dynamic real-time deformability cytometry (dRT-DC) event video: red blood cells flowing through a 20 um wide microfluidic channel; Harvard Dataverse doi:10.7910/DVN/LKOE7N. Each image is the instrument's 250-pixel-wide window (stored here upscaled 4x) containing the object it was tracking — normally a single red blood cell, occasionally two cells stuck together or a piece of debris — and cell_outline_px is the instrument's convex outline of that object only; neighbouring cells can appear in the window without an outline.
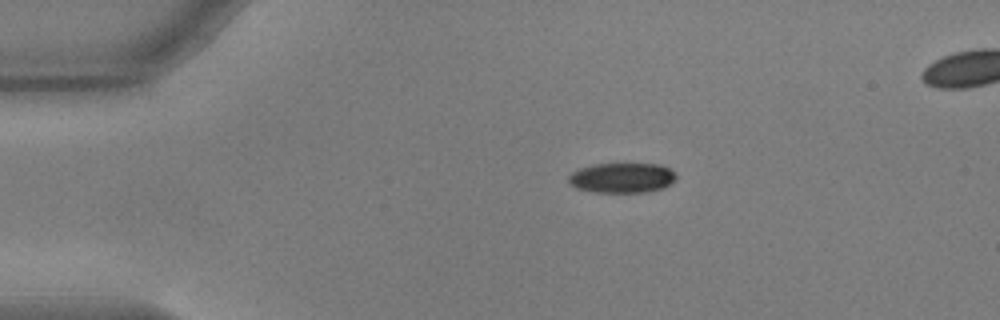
{"species": "common noctule bat (a hibernating species)", "species_latin": "Nyctalus noctula", "temperature_condition": "warm", "stored_images_in_passage": 40, "camera_frame_rate_fps": 3000, "um_per_image_px": 0.085, "animal": {"sex": "male", "body_mass_g": 17.9, "forearm_length_mm": 54.2}, "frame": {"image": 1, "passage_image": 1, "time_ms": 0.0, "image_size_px": [1000, 320], "cell_outline_px": [[676, 176], [664, 188], [648, 192], [592, 192], [576, 188], [568, 184], [568, 176], [572, 172], [580, 168], [592, 164], [660, 164], [676, 172]], "centroid_in_image_um": [52.83, 15.12], "position_along_channel_um": 32.2, "area_um2": 18.9}}
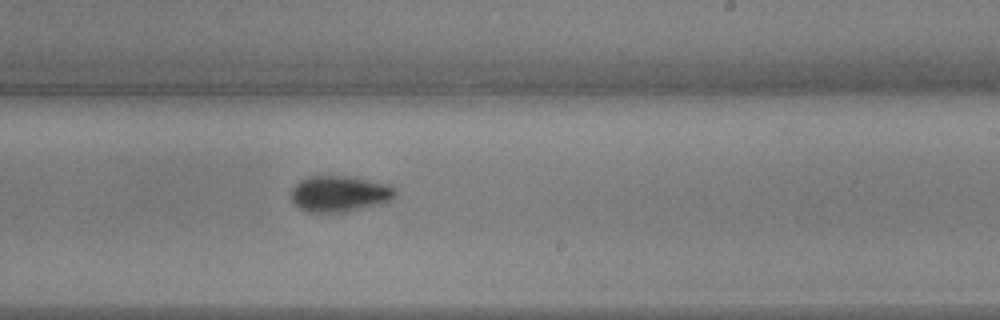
{"frame": {"image": 2, "passage_image": 24, "time_ms": 7.667, "image_size_px": [1000, 320], "cell_outline_px": [[396, 196], [392, 200], [384, 204], [348, 212], [308, 212], [296, 208], [292, 200], [292, 188], [300, 180], [308, 176], [352, 176], [372, 180], [388, 184], [396, 188]], "centroid_in_image_um": [28.91, 16.48], "position_along_channel_um": 260.1, "area_um2": 22.48}}
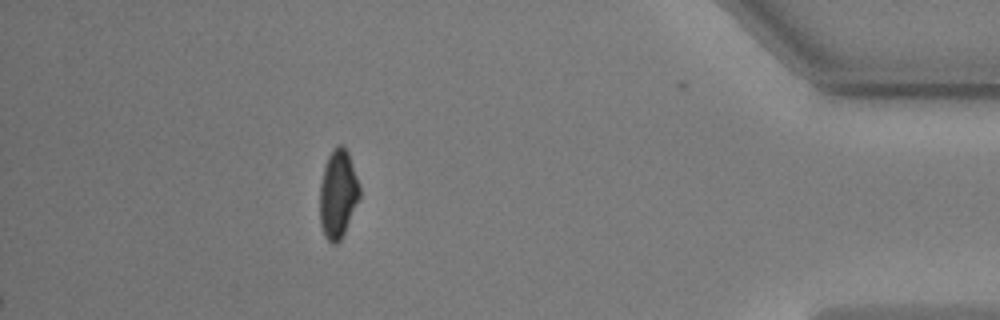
{"frame": {"image": 3, "passage_image": 40, "time_ms": 13.0, "image_size_px": [1000, 320], "cell_outline_px": [[360, 196], [344, 232], [340, 240], [336, 244], [332, 244], [324, 236], [320, 224], [320, 184], [324, 168], [328, 156], [332, 148], [336, 144], [340, 144], [348, 152], [360, 184]], "centroid_in_image_um": [28.72, 16.47], "position_along_channel_um": 406.5, "area_um2": 20.46}, "authors_computed_cell_mechanics": {"area_um2": 21.4727, "velocity_mm_per_s": 3.6163, "shape_relaxation_time_tau1_ms": 2.9179, "shape_relaxation_time_tau2_ms": 3.3867, "deformation_change_tau1": 0.1341, "deformation_change_tau2": 0.0699}}